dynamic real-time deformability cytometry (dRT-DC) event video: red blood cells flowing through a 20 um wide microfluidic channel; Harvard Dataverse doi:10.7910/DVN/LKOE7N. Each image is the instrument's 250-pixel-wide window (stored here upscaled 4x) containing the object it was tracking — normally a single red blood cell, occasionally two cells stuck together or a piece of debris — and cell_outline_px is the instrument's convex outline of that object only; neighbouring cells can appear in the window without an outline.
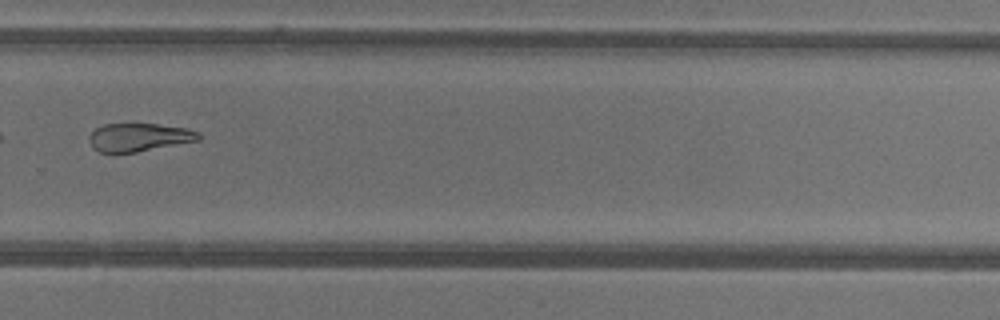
{"species": "common noctule bat (a hibernating species)", "species_latin": "Nyctalus noctula", "temperature_condition": "warm", "stored_images_in_passage": 47, "camera_frame_rate_fps": 3000, "um_per_image_px": 0.085, "animal": {"sex": "female"}, "frame": {"image": 1, "passage_image": 34, "time_ms": 11.0, "image_size_px": [1000, 320], "cell_outline_px": [[200, 140], [136, 152], [112, 156], [100, 152], [92, 148], [92, 132], [96, 128], [104, 124], [156, 124], [188, 128], [200, 132]], "centroid_in_image_um": [11.82, 11.7], "position_along_channel_um": 318.0, "area_um2": 18.21}, "authors_computed_cell_mechanics": {"area_um2": 22.0796, "velocity_mm_per_s": 4.3491, "shape_relaxation_time_tau1_ms": null, "shape_relaxation_time_tau2_ms": 3.8118, "deformation_change_tau1": null, "deformation_change_tau2": 0.1409}}